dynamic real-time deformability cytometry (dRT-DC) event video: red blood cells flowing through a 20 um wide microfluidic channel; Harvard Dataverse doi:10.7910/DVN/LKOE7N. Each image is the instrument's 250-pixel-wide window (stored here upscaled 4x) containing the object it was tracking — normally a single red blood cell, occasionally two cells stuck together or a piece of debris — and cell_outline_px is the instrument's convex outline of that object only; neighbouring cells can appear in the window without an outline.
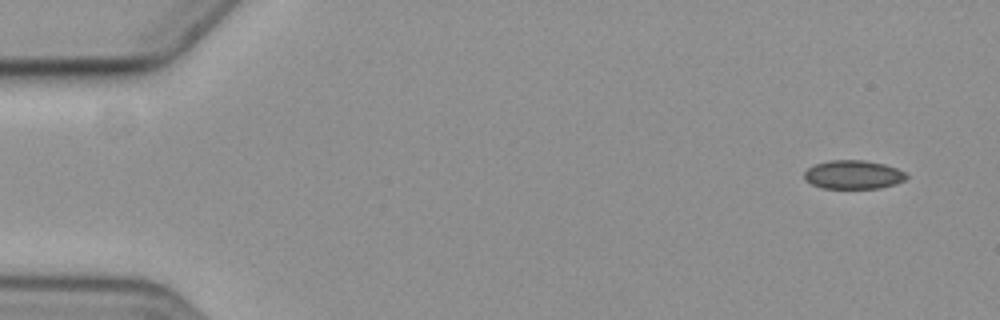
{"species": "common noctule bat (a hibernating species)", "species_latin": "Nyctalus noctula", "temperature_condition": "cold", "stored_images_in_passage": 6, "segment_of_instrument_passage": [1, 2], "camera_frame_rate_fps": 3000, "um_per_image_px": 0.085, "animal": {"sex": "female", "body_mass_g": 19.3, "forearm_length_mm": 54.1}, "frame": {"image": 1, "passage_image": 1, "time_ms": 0.0, "image_size_px": [1000, 320], "cell_outline_px": [[908, 176], [904, 180], [896, 184], [880, 188], [824, 188], [812, 184], [804, 176], [804, 172], [808, 168], [816, 164], [828, 160], [864, 160], [884, 164], [908, 172]], "centroid_in_image_um": [72.58, 14.84], "position_along_channel_um": 12.4, "area_um2": 17.05}}
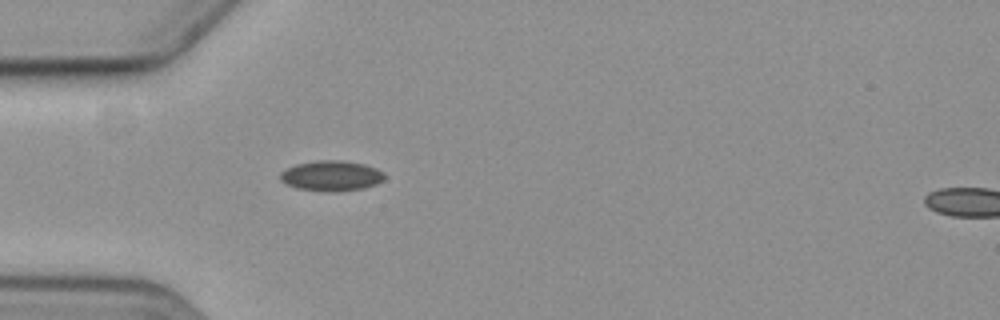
{"frame": {"image": 2, "passage_image": 5, "time_ms": 4.667, "image_size_px": [1000, 320], "cell_outline_px": [[384, 180], [376, 184], [364, 188], [332, 192], [296, 188], [280, 180], [280, 172], [296, 164], [316, 160], [344, 160], [364, 164], [376, 168], [384, 172]], "centroid_in_image_um": [28.18, 14.93], "position_along_channel_um": 56.8, "area_um2": 18.44}}